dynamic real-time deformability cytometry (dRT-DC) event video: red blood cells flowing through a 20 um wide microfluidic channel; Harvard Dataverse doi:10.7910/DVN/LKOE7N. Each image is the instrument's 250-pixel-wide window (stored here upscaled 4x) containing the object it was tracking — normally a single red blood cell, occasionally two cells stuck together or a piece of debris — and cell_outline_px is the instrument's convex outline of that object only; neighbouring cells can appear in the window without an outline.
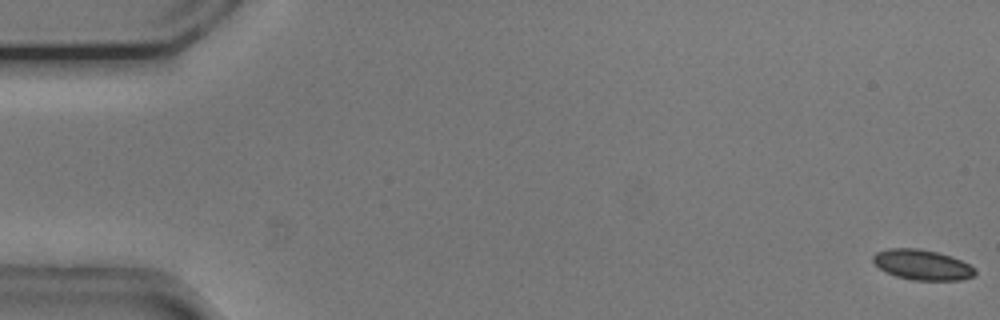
{"species": "common noctule bat (a hibernating species)", "species_latin": "Nyctalus noctula", "temperature_condition": "cold", "stored_images_in_passage": 55, "camera_frame_rate_fps": 3000, "um_per_image_px": 0.085, "animal": {"sex": "male", "body_mass_g": 20.5, "forearm_length_mm": 52.5}, "frame": {"image": 1, "passage_image": 1, "time_ms": 0.0, "image_size_px": [1000, 320], "cell_outline_px": [[976, 276], [960, 280], [912, 280], [896, 276], [884, 272], [872, 260], [872, 256], [876, 252], [888, 248], [920, 248], [952, 256], [976, 268]], "centroid_in_image_um": [78.39, 22.51], "position_along_channel_um": 6.6, "area_um2": 18.15}}
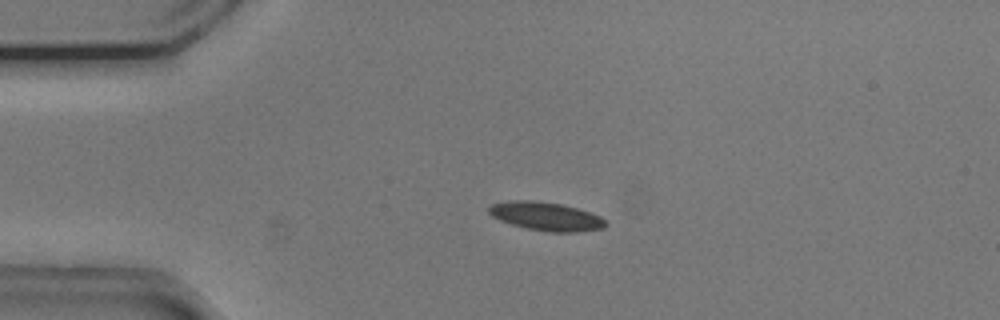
{"frame": {"image": 2, "passage_image": 13, "time_ms": 4.0, "image_size_px": [1000, 320], "cell_outline_px": [[608, 224], [604, 228], [572, 232], [552, 232], [528, 228], [512, 224], [500, 220], [492, 216], [488, 212], [488, 208], [492, 204], [512, 200], [532, 200], [560, 204], [576, 208], [600, 216]], "centroid_in_image_um": [46.4, 18.38], "position_along_channel_um": 38.6, "area_um2": 19.07}}
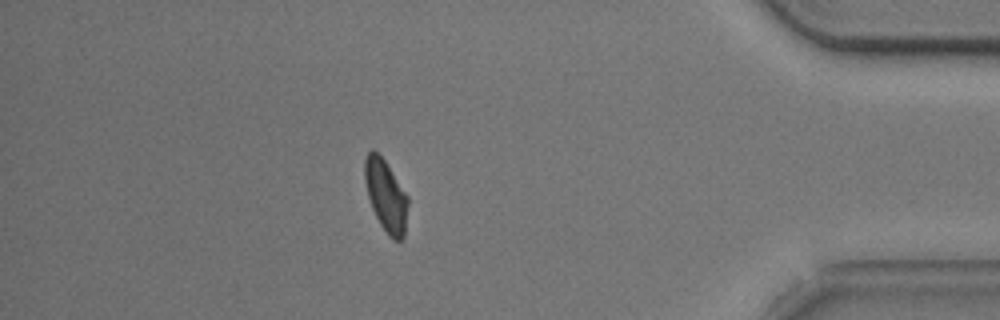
{"frame": {"image": 3, "passage_image": 48, "time_ms": 15.667, "image_size_px": [1000, 320], "cell_outline_px": [[408, 204], [404, 236], [400, 240], [392, 240], [388, 236], [380, 224], [372, 208], [368, 196], [364, 180], [364, 160], [368, 152], [372, 148], [384, 160], [408, 196]], "centroid_in_image_um": [32.79, 16.64], "position_along_channel_um": 402.4, "area_um2": 17.98}, "authors_computed_cell_mechanics": {"area_um2": 18.9006, "velocity_mm_per_s": 3.7201, "shape_relaxation_time_tau1_ms": 2.4397, "shape_relaxation_time_tau2_ms": 4.0476, "deformation_change_tau1": 0.1034, "deformation_change_tau2": 0.1059}}